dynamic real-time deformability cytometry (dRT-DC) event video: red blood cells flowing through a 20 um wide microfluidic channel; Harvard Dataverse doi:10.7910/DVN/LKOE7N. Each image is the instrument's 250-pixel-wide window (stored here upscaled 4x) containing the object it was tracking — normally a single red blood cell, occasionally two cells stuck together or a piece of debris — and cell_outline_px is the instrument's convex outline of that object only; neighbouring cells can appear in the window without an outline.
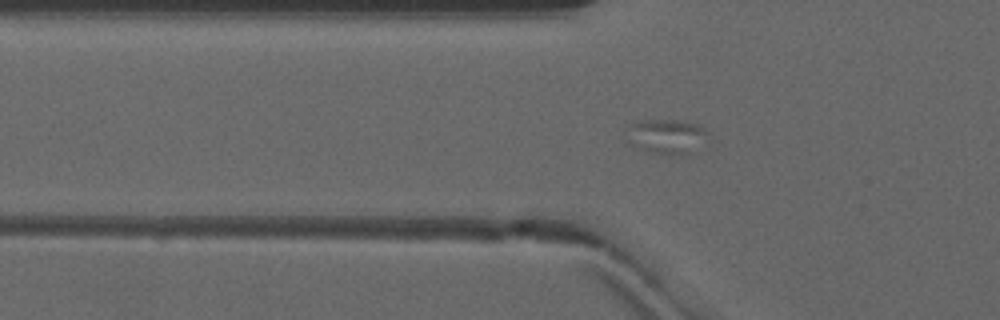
{"species": "common noctule bat (a hibernating species)", "species_latin": "Nyctalus noctula", "temperature_condition": "warm", "stored_images_in_passage": 44, "camera_frame_rate_fps": 3000, "um_per_image_px": 0.085, "animal": {"sex": "male", "forearm_length_mm": 52.5}, "frame": {"image": 1, "passage_image": 7, "time_ms": 2.0, "image_size_px": [1000, 320], "cell_outline_px": [[708, 132], [688, 152], [648, 152], [624, 144], [624, 140], [632, 124], [644, 120], [676, 120], [696, 124], [704, 128]], "centroid_in_image_um": [56.47, 11.55], "position_along_channel_um": 69.3, "area_um2": 15.49}}
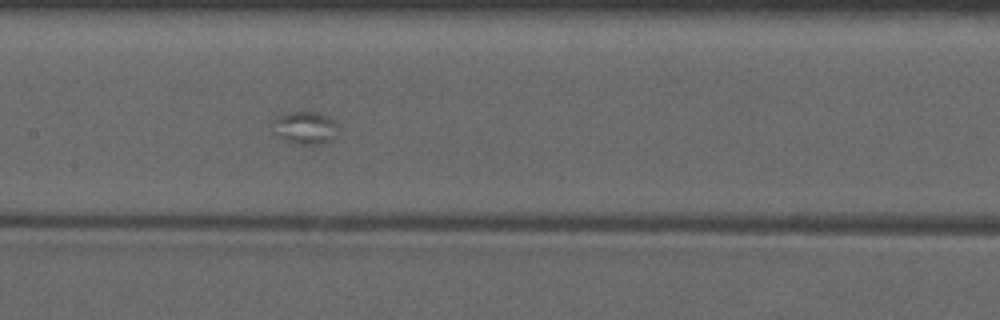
{"frame": {"image": 2, "passage_image": 16, "time_ms": 5.0, "image_size_px": [1000, 320], "cell_outline_px": [[336, 136], [332, 140], [324, 144], [296, 144], [280, 136], [268, 124], [276, 116], [292, 112], [312, 112], [328, 116], [336, 124]], "centroid_in_image_um": [25.9, 10.86], "position_along_channel_um": 181.5, "area_um2": 12.37}}
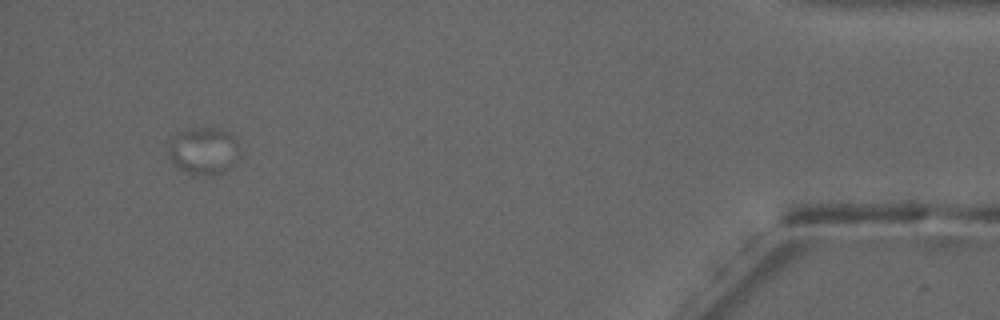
{"frame": {"image": 3, "passage_image": 40, "time_ms": 13.0, "image_size_px": [1000, 320], "cell_outline_px": [[244, 148], [236, 164], [224, 172], [188, 172], [172, 164], [168, 152], [168, 144], [176, 132], [192, 128], [216, 128], [228, 132], [236, 136]], "centroid_in_image_um": [17.39, 12.76], "position_along_channel_um": 417.8, "area_um2": 19.88}}